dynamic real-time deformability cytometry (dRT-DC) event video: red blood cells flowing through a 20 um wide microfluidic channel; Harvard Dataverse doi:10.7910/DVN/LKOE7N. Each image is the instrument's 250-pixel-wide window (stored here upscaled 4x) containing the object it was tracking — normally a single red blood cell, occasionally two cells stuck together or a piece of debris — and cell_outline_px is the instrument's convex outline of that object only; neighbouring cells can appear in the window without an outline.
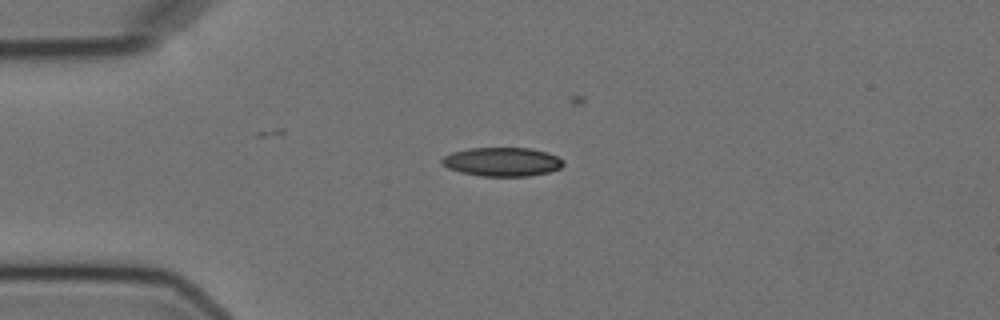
{"species": "Egyptian fruit bat (a non-hibernating species)", "species_latin": "Rousettus aegyptiacus", "temperature_condition": "cold", "stored_images_in_passage": 2, "camera_frame_rate_fps": 3000, "um_per_image_px": 0.085, "animal": {"sex": "female"}, "frame": {"image": 1, "passage_image": 1, "time_ms": 0.0, "image_size_px": [1000, 320], "cell_outline_px": [[564, 164], [560, 168], [548, 172], [528, 176], [480, 176], [460, 172], [448, 168], [440, 164], [440, 160], [444, 156], [452, 152], [468, 148], [532, 148], [548, 152], [564, 160]], "centroid_in_image_um": [42.67, 13.75], "position_along_channel_um": 42.3, "area_um2": 20.58}}